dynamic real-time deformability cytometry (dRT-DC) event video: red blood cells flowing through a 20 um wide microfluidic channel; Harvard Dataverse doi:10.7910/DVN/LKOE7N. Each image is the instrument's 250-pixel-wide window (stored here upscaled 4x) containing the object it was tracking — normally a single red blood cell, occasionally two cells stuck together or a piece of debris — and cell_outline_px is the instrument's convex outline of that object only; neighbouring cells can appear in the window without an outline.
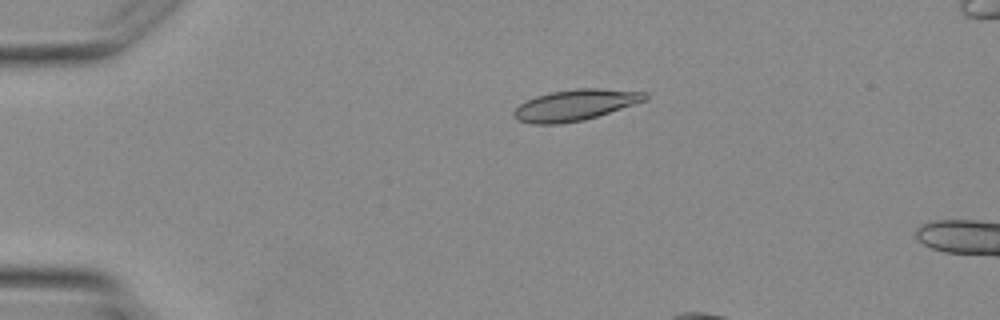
{"species": "Egyptian fruit bat (a non-hibernating species)", "species_latin": "Rousettus aegyptiacus", "temperature_condition": "warm", "stored_images_in_passage": 3, "camera_frame_rate_fps": 3000, "um_per_image_px": 0.085, "animal": {"sex": "female"}, "frame": {"image": 1, "passage_image": 1, "time_ms": 0.0, "image_size_px": [1000, 320], "cell_outline_px": [[648, 100], [584, 120], [560, 124], [532, 124], [516, 120], [512, 116], [512, 112], [520, 104], [536, 96], [552, 92], [576, 88], [596, 88], [648, 92]], "centroid_in_image_um": [48.89, 8.93], "position_along_channel_um": 36.1, "area_um2": 23.81}}